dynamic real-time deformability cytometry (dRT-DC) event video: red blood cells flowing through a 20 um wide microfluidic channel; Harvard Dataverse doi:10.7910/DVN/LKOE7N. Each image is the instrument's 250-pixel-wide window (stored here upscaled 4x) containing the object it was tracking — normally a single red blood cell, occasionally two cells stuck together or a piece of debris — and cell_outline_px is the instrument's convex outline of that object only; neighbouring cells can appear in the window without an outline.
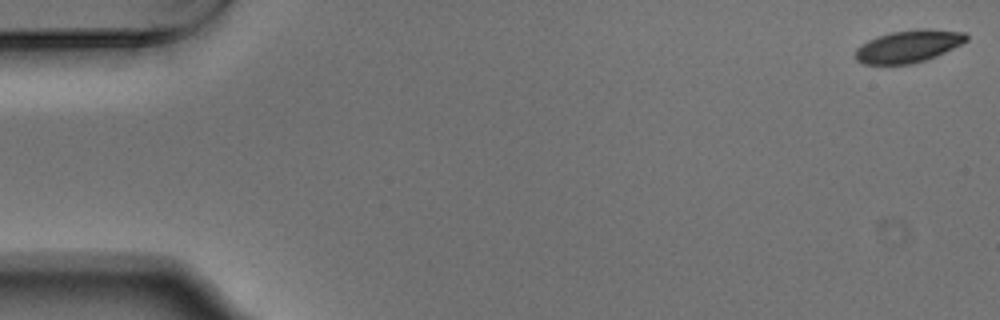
{"species": "Egyptian fruit bat (a non-hibernating species)", "species_latin": "Rousettus aegyptiacus", "temperature_condition": "warm", "stored_images_in_passage": 54, "camera_frame_rate_fps": 3000, "um_per_image_px": 0.085, "animal": {"sex": "male"}, "frame": {"image": 1, "passage_image": 1, "time_ms": 0.0, "image_size_px": [1000, 320], "cell_outline_px": [[968, 40], [936, 56], [912, 64], [864, 64], [856, 60], [856, 48], [868, 40], [876, 36], [892, 32], [916, 28], [928, 28], [964, 32], [968, 36]], "centroid_in_image_um": [77.21, 3.92], "position_along_channel_um": 7.8, "area_um2": 20.92}}
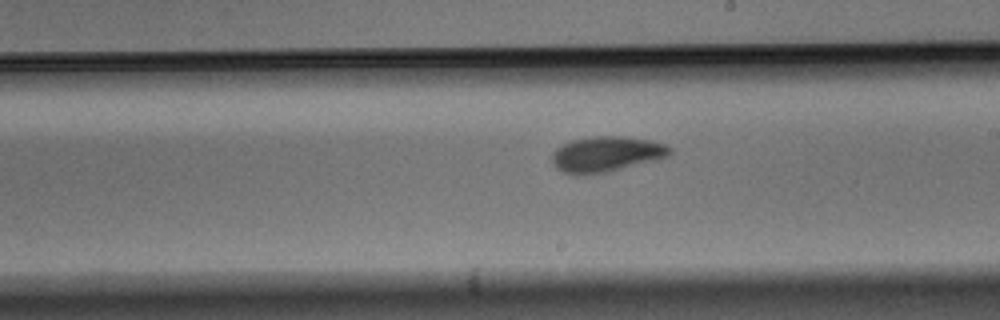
{"frame": {"image": 2, "passage_image": 31, "time_ms": 10.0, "image_size_px": [1000, 320], "cell_outline_px": [[672, 152], [668, 156], [656, 160], [608, 172], [584, 176], [572, 176], [560, 172], [552, 164], [552, 152], [556, 148], [572, 140], [592, 136], [624, 136], [652, 140], [664, 144], [672, 148]], "centroid_in_image_um": [51.5, 13.12], "position_along_channel_um": 237.5, "area_um2": 24.91}}
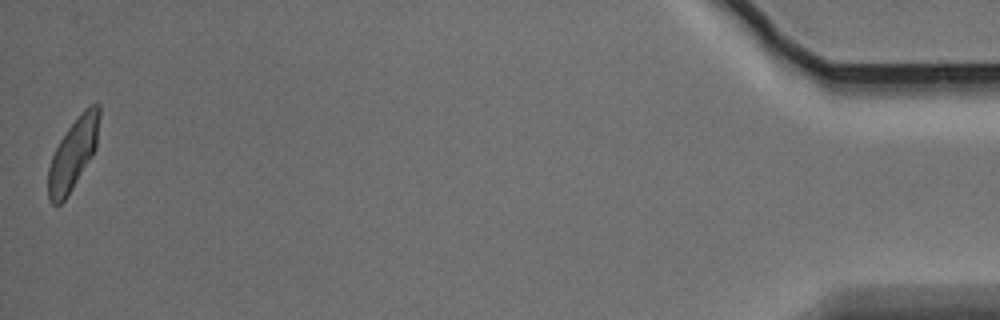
{"frame": {"image": 3, "passage_image": 54, "time_ms": 17.667, "image_size_px": [1000, 320], "cell_outline_px": [[100, 116], [96, 148], [92, 156], [72, 188], [64, 200], [60, 204], [52, 204], [48, 200], [48, 168], [52, 156], [60, 140], [68, 128], [80, 112], [84, 108], [92, 104], [100, 104]], "centroid_in_image_um": [6.22, 13.05], "position_along_channel_um": 429.0, "area_um2": 21.04}, "authors_computed_cell_mechanics": {"area_um2": 22.5709, "velocity_mm_per_s": 3.7187, "shape_relaxation_time_tau1_ms": 2.8532, "shape_relaxation_time_tau2_ms": 3.0585, "deformation_change_tau1": 0.1363, "deformation_change_tau2": 0.0781}}